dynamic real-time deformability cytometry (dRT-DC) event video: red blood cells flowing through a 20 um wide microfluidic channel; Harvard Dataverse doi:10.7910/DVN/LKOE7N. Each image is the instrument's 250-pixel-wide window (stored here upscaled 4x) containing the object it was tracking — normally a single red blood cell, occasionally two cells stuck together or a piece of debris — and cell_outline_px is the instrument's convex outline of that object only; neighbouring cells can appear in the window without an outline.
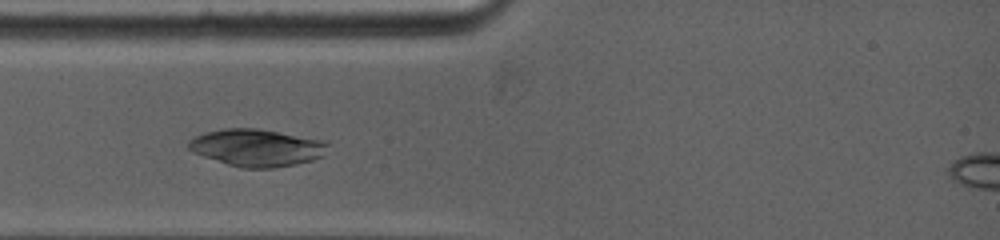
{"species": "common noctule bat (a hibernating species)", "species_latin": "Nyctalus noctula", "temperature_condition": "warm", "stored_images_in_passage": 9, "camera_frame_rate_fps": 5000, "um_per_image_px": 0.085, "animal": {"sex": "female", "body_mass_g": 19.0, "forearm_length_mm": 53.3}, "frame": {"image": 1, "passage_image": 3, "time_ms": 2.0, "image_size_px": [1000, 240], "cell_outline_px": [[328, 144], [324, 156], [312, 160], [296, 164], [272, 168], [240, 168], [192, 152], [188, 148], [188, 140], [204, 132], [220, 128], [260, 128], [328, 140]], "centroid_in_image_um": [21.86, 12.53], "position_along_channel_um": 63.1, "area_um2": 30.63}}
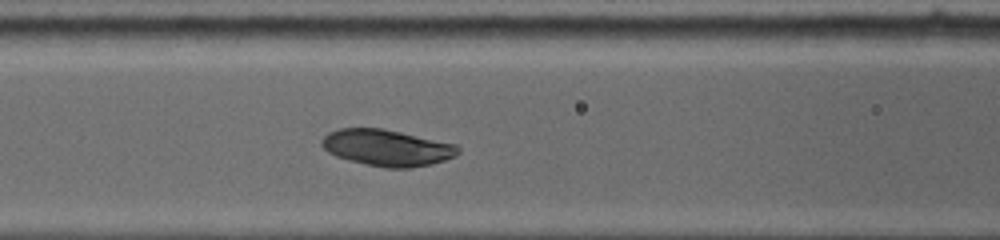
{"frame": {"image": 2, "passage_image": 6, "time_ms": 3.8, "image_size_px": [1000, 240], "cell_outline_px": [[460, 152], [456, 156], [432, 164], [408, 168], [384, 168], [348, 160], [336, 156], [328, 152], [320, 144], [320, 140], [328, 132], [340, 128], [384, 128], [456, 144], [460, 148]], "centroid_in_image_um": [32.89, 12.55], "position_along_channel_um": 133.7, "area_um2": 29.13}}
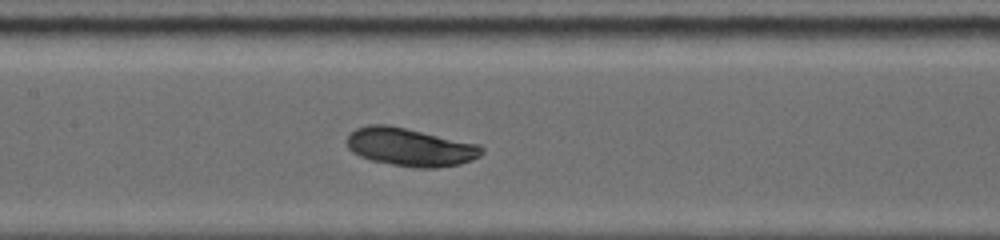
{"frame": {"image": 3, "passage_image": 8, "time_ms": 4.8, "image_size_px": [1000, 240], "cell_outline_px": [[484, 152], [480, 156], [472, 160], [460, 164], [436, 168], [416, 168], [392, 164], [372, 160], [360, 156], [352, 152], [348, 148], [344, 140], [348, 132], [356, 128], [368, 124], [388, 124], [480, 144], [484, 148]], "centroid_in_image_um": [34.84, 12.49], "position_along_channel_um": 172.6, "area_um2": 30.4}}